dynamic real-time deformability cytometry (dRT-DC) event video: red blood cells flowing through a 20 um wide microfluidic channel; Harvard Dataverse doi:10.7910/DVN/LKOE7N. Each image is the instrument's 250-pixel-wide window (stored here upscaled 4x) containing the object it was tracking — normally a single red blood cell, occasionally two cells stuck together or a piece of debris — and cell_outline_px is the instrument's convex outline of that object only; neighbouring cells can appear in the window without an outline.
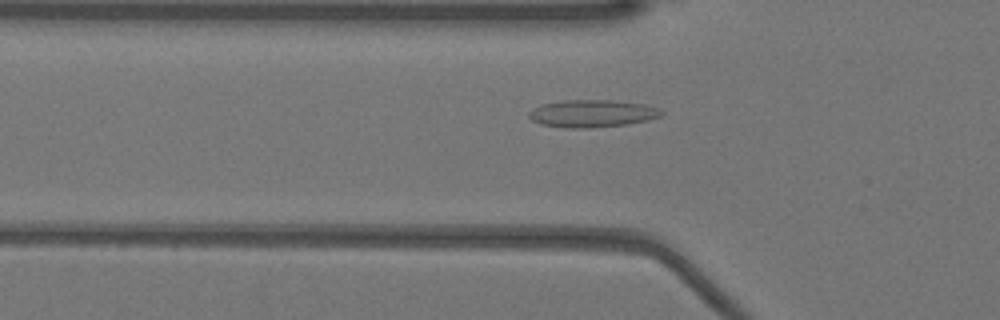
{"species": "Egyptian fruit bat (a non-hibernating species)", "species_latin": "Rousettus aegyptiacus", "temperature_condition": "warm", "stored_images_in_passage": 52, "segment_of_instrument_passage": [1, 2], "camera_frame_rate_fps": 3000, "um_per_image_px": 0.085, "animal": {"sex": "female"}, "frame": {"image": 1, "passage_image": 17, "time_ms": 5.333, "image_size_px": [1000, 320], "cell_outline_px": [[664, 112], [660, 116], [648, 120], [628, 124], [592, 128], [564, 128], [540, 124], [532, 120], [528, 116], [528, 112], [544, 104], [564, 100], [612, 100], [644, 104], [660, 108]], "centroid_in_image_um": [50.36, 9.65], "position_along_channel_um": 75.4, "area_um2": 21.21}}
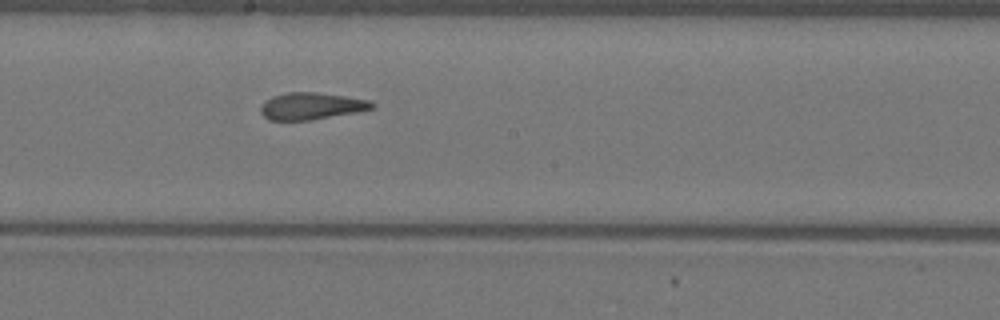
{"frame": {"image": 2, "passage_image": 28, "time_ms": 9.0, "image_size_px": [1000, 320], "cell_outline_px": [[376, 104], [372, 108], [356, 112], [312, 120], [268, 120], [260, 112], [260, 108], [264, 100], [272, 96], [288, 92], [316, 92], [344, 96], [368, 100]], "centroid_in_image_um": [26.42, 9.01], "position_along_channel_um": 221.8, "area_um2": 17.46}}
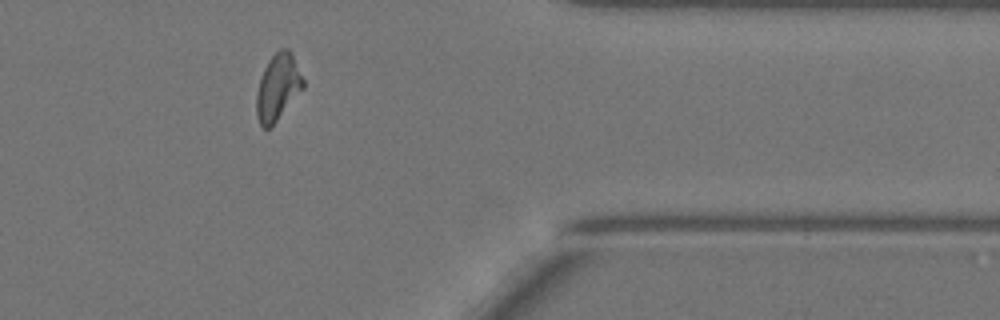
{"frame": {"image": 3, "passage_image": 42, "time_ms": 13.667, "image_size_px": [1000, 320], "cell_outline_px": [[304, 88], [276, 120], [268, 128], [264, 128], [260, 124], [256, 116], [256, 92], [260, 76], [268, 60], [280, 48], [288, 48], [292, 52], [304, 80]], "centroid_in_image_um": [23.61, 7.37], "position_along_channel_um": 387.8, "area_um2": 18.03}}